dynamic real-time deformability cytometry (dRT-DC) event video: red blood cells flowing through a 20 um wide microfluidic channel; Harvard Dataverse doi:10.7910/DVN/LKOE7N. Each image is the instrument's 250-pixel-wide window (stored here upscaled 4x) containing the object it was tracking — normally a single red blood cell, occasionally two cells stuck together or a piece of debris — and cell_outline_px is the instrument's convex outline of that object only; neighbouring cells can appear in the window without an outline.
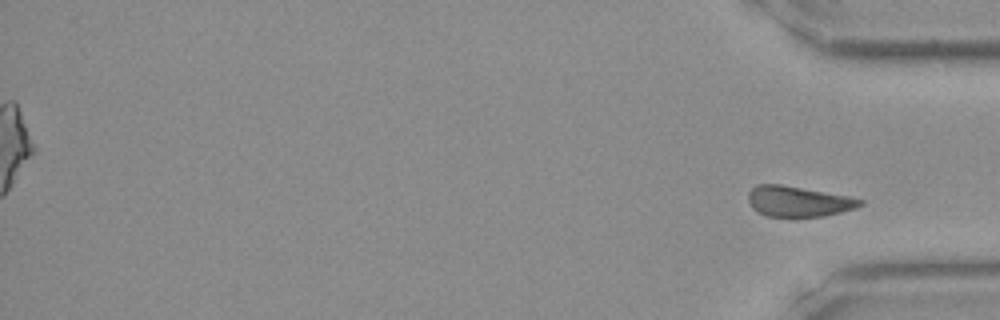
{"species": "Egyptian fruit bat (a non-hibernating species)", "species_latin": "Rousettus aegyptiacus", "temperature_condition": "room temperature", "stored_images_in_passage": 42, "segment_of_instrument_passage": [2, 2], "camera_frame_rate_fps": 3000, "um_per_image_px": 0.085, "frame": {"image": 1, "passage_image": 42, "time_ms": 13.667, "image_size_px": [1000, 320], "cell_outline_px": [[864, 204], [856, 208], [824, 216], [764, 216], [752, 208], [748, 200], [748, 192], [756, 184], [780, 184], [848, 196], [864, 200]], "centroid_in_image_um": [67.84, 17.11], "position_along_channel_um": 367.4, "area_um2": 19.83}}